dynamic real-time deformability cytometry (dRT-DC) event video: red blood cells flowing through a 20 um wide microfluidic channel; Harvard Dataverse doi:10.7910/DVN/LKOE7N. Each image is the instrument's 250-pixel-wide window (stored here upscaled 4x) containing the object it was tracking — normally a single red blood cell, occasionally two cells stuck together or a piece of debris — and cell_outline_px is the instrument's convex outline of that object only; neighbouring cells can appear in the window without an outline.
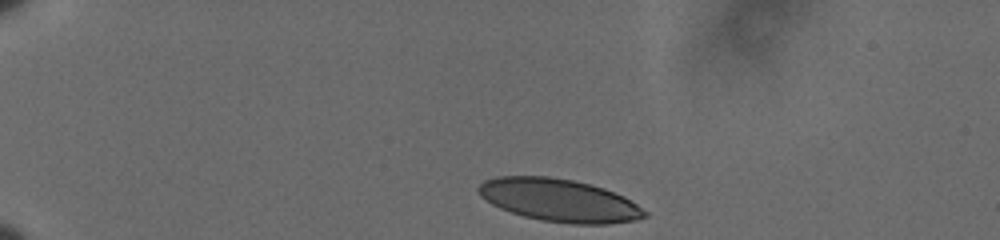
{"species": "human", "species_latin": "Homo sapiens", "temperature_condition": "cold", "stored_images_in_passage": 40, "camera_frame_rate_fps": 3000, "um_per_image_px": 0.085, "donor": {"sex": "male"}, "frame": {"image": 1, "passage_image": 1, "time_ms": 0.0, "image_size_px": [1000, 240], "cell_outline_px": [[648, 216], [636, 220], [608, 224], [572, 224], [544, 220], [524, 216], [500, 208], [492, 204], [480, 196], [476, 188], [484, 180], [496, 176], [548, 176], [572, 180], [604, 188], [624, 196], [648, 212]], "centroid_in_image_um": [47.53, 17.02], "position_along_channel_um": 37.5, "area_um2": 41.33}}
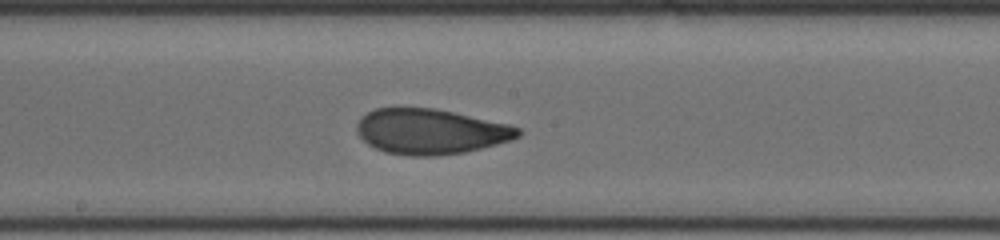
{"frame": {"image": 2, "passage_image": 22, "time_ms": 7.0, "image_size_px": [1000, 240], "cell_outline_px": [[520, 136], [512, 140], [464, 152], [436, 156], [412, 156], [384, 152], [368, 144], [356, 132], [356, 124], [360, 116], [376, 108], [396, 104], [436, 108], [508, 124], [520, 128]], "centroid_in_image_um": [36.52, 11.13], "position_along_channel_um": 211.7, "area_um2": 43.41}}
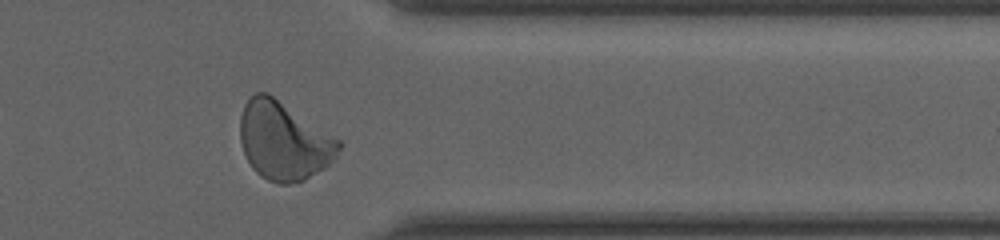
{"frame": {"image": 3, "passage_image": 37, "time_ms": 12.0, "image_size_px": [1000, 240], "cell_outline_px": [[344, 144], [336, 156], [324, 168], [304, 180], [288, 184], [276, 184], [260, 176], [252, 168], [244, 152], [240, 140], [240, 116], [244, 104], [256, 92], [268, 92], [340, 140]], "centroid_in_image_um": [24.11, 11.98], "position_along_channel_um": 387.3, "area_um2": 44.97}, "authors_computed_cell_mechanics": {"area_um2": 42.3096, "velocity_mm_per_s": 3.5889, "shape_relaxation_time_tau1_ms": 4.6952, "shape_relaxation_time_tau2_ms": 0.9818, "deformation_change_tau1": 0.1563, "deformation_change_tau2": 0.0658}}